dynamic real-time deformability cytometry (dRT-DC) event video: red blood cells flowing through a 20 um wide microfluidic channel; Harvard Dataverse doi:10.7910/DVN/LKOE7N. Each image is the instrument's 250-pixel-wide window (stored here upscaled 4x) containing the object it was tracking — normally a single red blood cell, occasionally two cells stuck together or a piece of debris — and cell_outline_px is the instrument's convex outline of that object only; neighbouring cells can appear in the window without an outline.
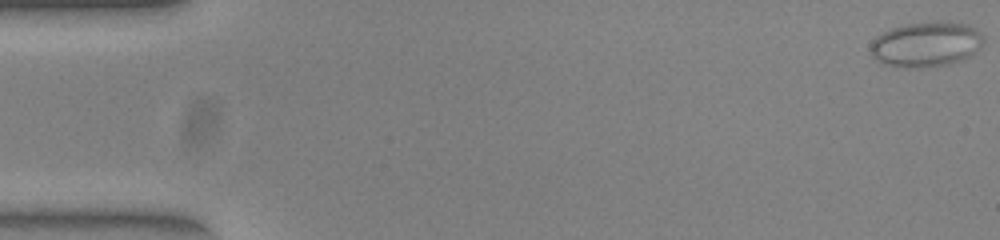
{"species": "common noctule bat (a hibernating species)", "species_latin": "Nyctalus noctula", "temperature_condition": "warm", "stored_images_in_passage": 14, "camera_frame_rate_fps": 3000, "um_per_image_px": 0.085, "animal": {"sex": "female", "body_mass_g": 23.0, "forearm_length_mm": 53.4}, "frame": {"image": 1, "passage_image": 1, "time_ms": 0.0, "image_size_px": [1000, 240], "cell_outline_px": [[984, 40], [968, 56], [960, 60], [948, 64], [920, 68], [904, 68], [884, 64], [876, 60], [868, 52], [872, 40], [876, 36], [892, 28], [908, 24], [936, 20], [964, 24], [972, 28]], "centroid_in_image_um": [78.61, 3.78], "position_along_channel_um": 6.4, "area_um2": 29.36}}